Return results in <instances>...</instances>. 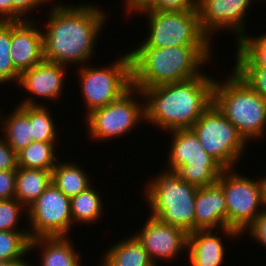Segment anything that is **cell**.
<instances>
[{"mask_svg":"<svg viewBox=\"0 0 266 266\" xmlns=\"http://www.w3.org/2000/svg\"><path fill=\"white\" fill-rule=\"evenodd\" d=\"M255 1L259 2V0H197L199 23L203 33L212 42L214 34L230 31L237 36L238 43L248 32L245 20L250 10L249 6Z\"/></svg>","mask_w":266,"mask_h":266,"instance_id":"4fadbf2b","label":"cell"},{"mask_svg":"<svg viewBox=\"0 0 266 266\" xmlns=\"http://www.w3.org/2000/svg\"><path fill=\"white\" fill-rule=\"evenodd\" d=\"M147 217L142 228L134 235L155 265L159 264L158 260L172 261L175 257L178 258L181 251H187L188 233L186 231L170 224H164L150 215Z\"/></svg>","mask_w":266,"mask_h":266,"instance_id":"9a60e30c","label":"cell"},{"mask_svg":"<svg viewBox=\"0 0 266 266\" xmlns=\"http://www.w3.org/2000/svg\"><path fill=\"white\" fill-rule=\"evenodd\" d=\"M36 20L12 22L10 56L20 73L44 60L43 31Z\"/></svg>","mask_w":266,"mask_h":266,"instance_id":"e0dca14e","label":"cell"},{"mask_svg":"<svg viewBox=\"0 0 266 266\" xmlns=\"http://www.w3.org/2000/svg\"><path fill=\"white\" fill-rule=\"evenodd\" d=\"M208 229L221 230L228 239L242 236L235 229L227 227L225 194L218 183L198 188L196 193L195 230Z\"/></svg>","mask_w":266,"mask_h":266,"instance_id":"2e32d148","label":"cell"},{"mask_svg":"<svg viewBox=\"0 0 266 266\" xmlns=\"http://www.w3.org/2000/svg\"><path fill=\"white\" fill-rule=\"evenodd\" d=\"M48 106H29V123L33 141L57 142L59 139L55 117Z\"/></svg>","mask_w":266,"mask_h":266,"instance_id":"4316f807","label":"cell"},{"mask_svg":"<svg viewBox=\"0 0 266 266\" xmlns=\"http://www.w3.org/2000/svg\"><path fill=\"white\" fill-rule=\"evenodd\" d=\"M12 22H0V85L18 83L20 72L12 63L10 51Z\"/></svg>","mask_w":266,"mask_h":266,"instance_id":"f1b7e54d","label":"cell"},{"mask_svg":"<svg viewBox=\"0 0 266 266\" xmlns=\"http://www.w3.org/2000/svg\"><path fill=\"white\" fill-rule=\"evenodd\" d=\"M206 153L225 169L238 166L248 142L237 128L211 103L191 128Z\"/></svg>","mask_w":266,"mask_h":266,"instance_id":"9c48e42d","label":"cell"},{"mask_svg":"<svg viewBox=\"0 0 266 266\" xmlns=\"http://www.w3.org/2000/svg\"><path fill=\"white\" fill-rule=\"evenodd\" d=\"M45 14L44 60L65 66L89 64L96 52L107 14L96 4H56ZM96 5V6H95ZM92 57V58H91Z\"/></svg>","mask_w":266,"mask_h":266,"instance_id":"6da1fadb","label":"cell"},{"mask_svg":"<svg viewBox=\"0 0 266 266\" xmlns=\"http://www.w3.org/2000/svg\"><path fill=\"white\" fill-rule=\"evenodd\" d=\"M107 66H79L77 75L84 101L85 117L93 110L120 98L132 87V63L129 50Z\"/></svg>","mask_w":266,"mask_h":266,"instance_id":"52a82bcc","label":"cell"},{"mask_svg":"<svg viewBox=\"0 0 266 266\" xmlns=\"http://www.w3.org/2000/svg\"><path fill=\"white\" fill-rule=\"evenodd\" d=\"M95 186H90L85 191L70 198L71 214L73 219V227L75 225H93L98 224L103 210L102 197ZM84 223V224H83Z\"/></svg>","mask_w":266,"mask_h":266,"instance_id":"cb8c5ba5","label":"cell"},{"mask_svg":"<svg viewBox=\"0 0 266 266\" xmlns=\"http://www.w3.org/2000/svg\"><path fill=\"white\" fill-rule=\"evenodd\" d=\"M76 163L59 159L52 170V183L69 198L85 191L93 182L90 174Z\"/></svg>","mask_w":266,"mask_h":266,"instance_id":"603a6c76","label":"cell"},{"mask_svg":"<svg viewBox=\"0 0 266 266\" xmlns=\"http://www.w3.org/2000/svg\"><path fill=\"white\" fill-rule=\"evenodd\" d=\"M235 170L237 168L224 169L217 183L225 194L227 227L242 234L265 206L258 178L246 177Z\"/></svg>","mask_w":266,"mask_h":266,"instance_id":"8fae6325","label":"cell"},{"mask_svg":"<svg viewBox=\"0 0 266 266\" xmlns=\"http://www.w3.org/2000/svg\"><path fill=\"white\" fill-rule=\"evenodd\" d=\"M129 51L132 63V86L152 88L182 82L204 73L202 68L213 57V45H183L157 48L140 41ZM201 69V71H200Z\"/></svg>","mask_w":266,"mask_h":266,"instance_id":"3957f363","label":"cell"},{"mask_svg":"<svg viewBox=\"0 0 266 266\" xmlns=\"http://www.w3.org/2000/svg\"><path fill=\"white\" fill-rule=\"evenodd\" d=\"M215 229L195 230L188 233L187 253L190 266H222L226 247L223 235Z\"/></svg>","mask_w":266,"mask_h":266,"instance_id":"ac0fdd59","label":"cell"},{"mask_svg":"<svg viewBox=\"0 0 266 266\" xmlns=\"http://www.w3.org/2000/svg\"><path fill=\"white\" fill-rule=\"evenodd\" d=\"M51 2L53 0H12V22L32 20L28 15L29 12L37 11L38 8Z\"/></svg>","mask_w":266,"mask_h":266,"instance_id":"1f68e13d","label":"cell"},{"mask_svg":"<svg viewBox=\"0 0 266 266\" xmlns=\"http://www.w3.org/2000/svg\"><path fill=\"white\" fill-rule=\"evenodd\" d=\"M17 154L0 137V170H17Z\"/></svg>","mask_w":266,"mask_h":266,"instance_id":"d590c367","label":"cell"},{"mask_svg":"<svg viewBox=\"0 0 266 266\" xmlns=\"http://www.w3.org/2000/svg\"><path fill=\"white\" fill-rule=\"evenodd\" d=\"M145 184L150 216L164 224L195 231V198L198 188L182 180L177 171L164 168Z\"/></svg>","mask_w":266,"mask_h":266,"instance_id":"5b68a950","label":"cell"},{"mask_svg":"<svg viewBox=\"0 0 266 266\" xmlns=\"http://www.w3.org/2000/svg\"><path fill=\"white\" fill-rule=\"evenodd\" d=\"M27 213V208L15 198L0 200V231H28V227L17 226L21 215L25 214L27 221Z\"/></svg>","mask_w":266,"mask_h":266,"instance_id":"f546056e","label":"cell"},{"mask_svg":"<svg viewBox=\"0 0 266 266\" xmlns=\"http://www.w3.org/2000/svg\"><path fill=\"white\" fill-rule=\"evenodd\" d=\"M259 182H260V187H261L263 203L266 208V176H264L263 178L261 177L259 179Z\"/></svg>","mask_w":266,"mask_h":266,"instance_id":"ab89813d","label":"cell"},{"mask_svg":"<svg viewBox=\"0 0 266 266\" xmlns=\"http://www.w3.org/2000/svg\"><path fill=\"white\" fill-rule=\"evenodd\" d=\"M1 130L2 138L17 154L33 142L31 135V124L29 123V105H16L10 114L2 117Z\"/></svg>","mask_w":266,"mask_h":266,"instance_id":"44dd1931","label":"cell"},{"mask_svg":"<svg viewBox=\"0 0 266 266\" xmlns=\"http://www.w3.org/2000/svg\"><path fill=\"white\" fill-rule=\"evenodd\" d=\"M245 232V233H244ZM251 239L256 240L258 244L266 248V208L257 216V218L243 231Z\"/></svg>","mask_w":266,"mask_h":266,"instance_id":"836d02e7","label":"cell"},{"mask_svg":"<svg viewBox=\"0 0 266 266\" xmlns=\"http://www.w3.org/2000/svg\"><path fill=\"white\" fill-rule=\"evenodd\" d=\"M105 254V255H104ZM100 266H154L148 252L134 234L117 241L105 251Z\"/></svg>","mask_w":266,"mask_h":266,"instance_id":"ffe728a7","label":"cell"},{"mask_svg":"<svg viewBox=\"0 0 266 266\" xmlns=\"http://www.w3.org/2000/svg\"><path fill=\"white\" fill-rule=\"evenodd\" d=\"M16 170H0V200L15 198Z\"/></svg>","mask_w":266,"mask_h":266,"instance_id":"e575fe53","label":"cell"},{"mask_svg":"<svg viewBox=\"0 0 266 266\" xmlns=\"http://www.w3.org/2000/svg\"><path fill=\"white\" fill-rule=\"evenodd\" d=\"M145 15L147 45L166 48L183 45H213L203 33L199 23L198 9L190 11L142 10L137 15ZM148 19V20H147Z\"/></svg>","mask_w":266,"mask_h":266,"instance_id":"30bf717a","label":"cell"},{"mask_svg":"<svg viewBox=\"0 0 266 266\" xmlns=\"http://www.w3.org/2000/svg\"><path fill=\"white\" fill-rule=\"evenodd\" d=\"M168 133L172 139L166 169L177 171L182 180L197 188L217 183L225 168L206 153L195 132L188 128Z\"/></svg>","mask_w":266,"mask_h":266,"instance_id":"8992f818","label":"cell"},{"mask_svg":"<svg viewBox=\"0 0 266 266\" xmlns=\"http://www.w3.org/2000/svg\"><path fill=\"white\" fill-rule=\"evenodd\" d=\"M27 212L31 239L70 236L73 228L70 198L53 183L27 208Z\"/></svg>","mask_w":266,"mask_h":266,"instance_id":"7c38bea8","label":"cell"},{"mask_svg":"<svg viewBox=\"0 0 266 266\" xmlns=\"http://www.w3.org/2000/svg\"><path fill=\"white\" fill-rule=\"evenodd\" d=\"M0 126H1V108H0ZM0 130H1V127H0Z\"/></svg>","mask_w":266,"mask_h":266,"instance_id":"60d3db41","label":"cell"},{"mask_svg":"<svg viewBox=\"0 0 266 266\" xmlns=\"http://www.w3.org/2000/svg\"><path fill=\"white\" fill-rule=\"evenodd\" d=\"M0 266H30V262L25 259L6 260L0 261Z\"/></svg>","mask_w":266,"mask_h":266,"instance_id":"f35d334b","label":"cell"},{"mask_svg":"<svg viewBox=\"0 0 266 266\" xmlns=\"http://www.w3.org/2000/svg\"><path fill=\"white\" fill-rule=\"evenodd\" d=\"M125 6V13L130 17L133 14L138 13L139 11H142L146 9L154 0H123Z\"/></svg>","mask_w":266,"mask_h":266,"instance_id":"8d00e7d4","label":"cell"},{"mask_svg":"<svg viewBox=\"0 0 266 266\" xmlns=\"http://www.w3.org/2000/svg\"><path fill=\"white\" fill-rule=\"evenodd\" d=\"M141 98V99H140ZM141 91L132 86L120 98L93 110L84 119L89 139L112 140L128 135L144 121V101ZM142 121V122H141ZM135 128V129H134ZM128 133V134H127Z\"/></svg>","mask_w":266,"mask_h":266,"instance_id":"ba28073f","label":"cell"},{"mask_svg":"<svg viewBox=\"0 0 266 266\" xmlns=\"http://www.w3.org/2000/svg\"><path fill=\"white\" fill-rule=\"evenodd\" d=\"M236 44L234 66H261L266 68V32L256 37L247 33Z\"/></svg>","mask_w":266,"mask_h":266,"instance_id":"484cf974","label":"cell"},{"mask_svg":"<svg viewBox=\"0 0 266 266\" xmlns=\"http://www.w3.org/2000/svg\"><path fill=\"white\" fill-rule=\"evenodd\" d=\"M197 9V0H154L144 10L190 11Z\"/></svg>","mask_w":266,"mask_h":266,"instance_id":"d6a6232c","label":"cell"},{"mask_svg":"<svg viewBox=\"0 0 266 266\" xmlns=\"http://www.w3.org/2000/svg\"><path fill=\"white\" fill-rule=\"evenodd\" d=\"M70 236L37 237L30 241V253L41 250L40 266H83L80 251ZM72 240V241H71ZM30 266H35L31 264Z\"/></svg>","mask_w":266,"mask_h":266,"instance_id":"d6986e66","label":"cell"},{"mask_svg":"<svg viewBox=\"0 0 266 266\" xmlns=\"http://www.w3.org/2000/svg\"><path fill=\"white\" fill-rule=\"evenodd\" d=\"M52 183V170L17 167L15 199L28 208Z\"/></svg>","mask_w":266,"mask_h":266,"instance_id":"7402d4cb","label":"cell"},{"mask_svg":"<svg viewBox=\"0 0 266 266\" xmlns=\"http://www.w3.org/2000/svg\"><path fill=\"white\" fill-rule=\"evenodd\" d=\"M57 143L33 141L17 153V166L27 169L53 170L60 159L56 154Z\"/></svg>","mask_w":266,"mask_h":266,"instance_id":"d4e9b609","label":"cell"},{"mask_svg":"<svg viewBox=\"0 0 266 266\" xmlns=\"http://www.w3.org/2000/svg\"><path fill=\"white\" fill-rule=\"evenodd\" d=\"M233 71L264 100H266V68L261 66H234Z\"/></svg>","mask_w":266,"mask_h":266,"instance_id":"4dcf8cb0","label":"cell"},{"mask_svg":"<svg viewBox=\"0 0 266 266\" xmlns=\"http://www.w3.org/2000/svg\"><path fill=\"white\" fill-rule=\"evenodd\" d=\"M223 79L224 81L214 80L212 103L248 143L263 139L266 136V100L233 70L230 76L228 73L227 78Z\"/></svg>","mask_w":266,"mask_h":266,"instance_id":"277c9868","label":"cell"},{"mask_svg":"<svg viewBox=\"0 0 266 266\" xmlns=\"http://www.w3.org/2000/svg\"><path fill=\"white\" fill-rule=\"evenodd\" d=\"M30 241L28 231H0V261L26 259Z\"/></svg>","mask_w":266,"mask_h":266,"instance_id":"83f0119b","label":"cell"},{"mask_svg":"<svg viewBox=\"0 0 266 266\" xmlns=\"http://www.w3.org/2000/svg\"><path fill=\"white\" fill-rule=\"evenodd\" d=\"M67 66L43 60L34 67L24 70L20 73L17 85L20 90L24 89L29 93L25 99L19 101L20 105L45 106L44 103H37L34 97L45 100L58 101L63 94L65 87ZM67 69V71H66Z\"/></svg>","mask_w":266,"mask_h":266,"instance_id":"5bb4252c","label":"cell"},{"mask_svg":"<svg viewBox=\"0 0 266 266\" xmlns=\"http://www.w3.org/2000/svg\"><path fill=\"white\" fill-rule=\"evenodd\" d=\"M0 22H12V0H0Z\"/></svg>","mask_w":266,"mask_h":266,"instance_id":"74e56055","label":"cell"},{"mask_svg":"<svg viewBox=\"0 0 266 266\" xmlns=\"http://www.w3.org/2000/svg\"><path fill=\"white\" fill-rule=\"evenodd\" d=\"M203 73L195 78L138 88L144 101L145 124L167 132L192 128L212 103L214 76Z\"/></svg>","mask_w":266,"mask_h":266,"instance_id":"7a4b0ae2","label":"cell"}]
</instances>
